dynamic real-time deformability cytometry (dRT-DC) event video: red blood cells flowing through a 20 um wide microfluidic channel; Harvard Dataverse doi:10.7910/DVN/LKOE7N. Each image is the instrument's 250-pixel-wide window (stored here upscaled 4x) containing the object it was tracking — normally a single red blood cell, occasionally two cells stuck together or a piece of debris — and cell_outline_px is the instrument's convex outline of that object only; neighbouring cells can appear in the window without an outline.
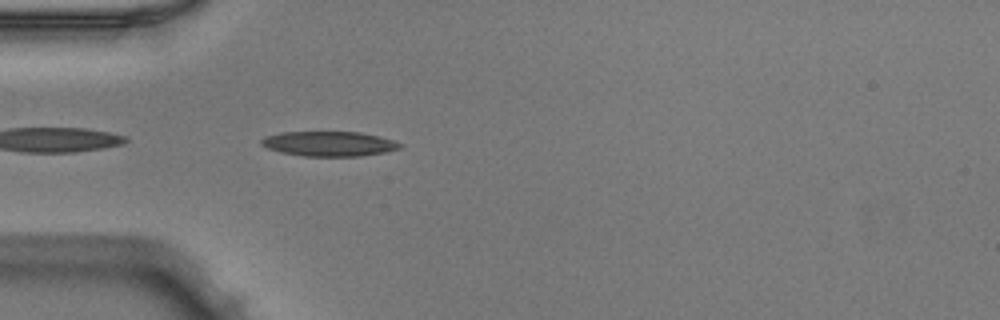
{"species": "Egyptian fruit bat (a non-hibernating species)", "species_latin": "Rousettus aegyptiacus", "temperature_condition": "warm", "stored_images_in_passage": 24, "camera_frame_rate_fps": 3000, "um_per_image_px": 0.085, "animal": {"sex": "male"}, "frame": {"image": 1, "passage_image": 2, "time_ms": 0.333, "image_size_px": [1000, 320], "cell_outline_px": [[400, 148], [384, 152], [356, 156], [304, 156], [284, 152], [268, 148], [260, 144], [260, 140], [268, 136], [284, 132], [360, 132], [392, 140], [400, 144]], "centroid_in_image_um": [27.95, 12.22], "position_along_channel_um": 57.1, "area_um2": 19.54}}
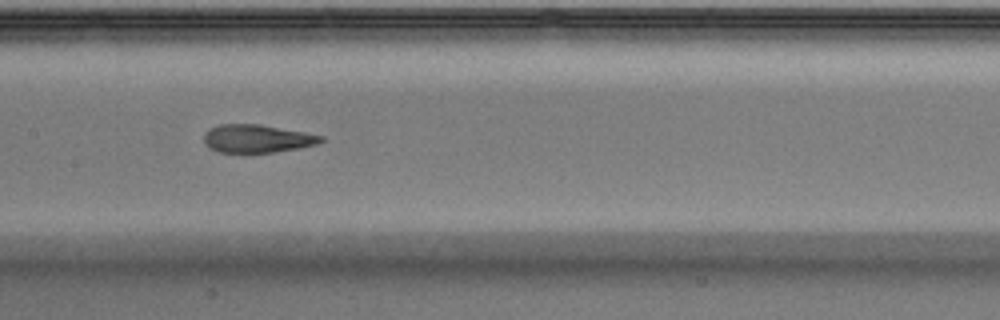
{"frame": {"image": 2, "passage_image": 12, "time_ms": 3.667, "image_size_px": [1000, 320], "cell_outline_px": [[324, 140], [316, 144], [296, 148], [272, 152], [220, 152], [212, 148], [204, 140], [204, 136], [212, 128], [220, 124], [256, 124], [324, 136]], "centroid_in_image_um": [21.86, 11.78], "position_along_channel_um": 185.5, "area_um2": 18.38}}
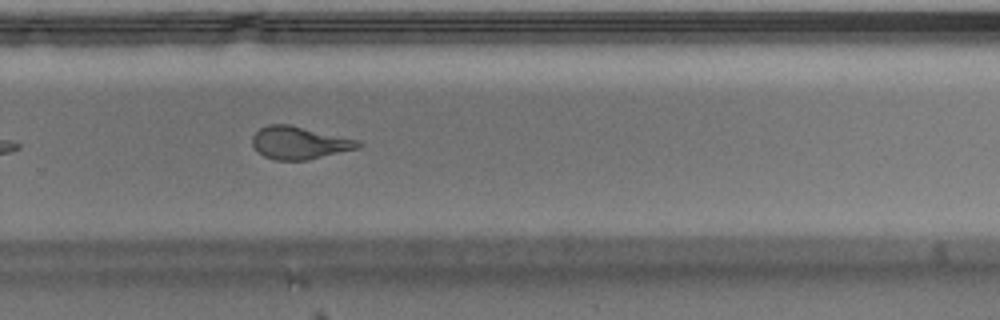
{"frame": {"image": 3, "passage_image": 21, "time_ms": 6.667, "image_size_px": [1000, 320], "cell_outline_px": [[364, 144], [356, 148], [304, 160], [276, 160], [264, 156], [252, 144], [252, 136], [260, 128], [268, 124], [288, 124], [360, 140]], "centroid_in_image_um": [25.43, 12.12], "position_along_channel_um": 304.4, "area_um2": 19.77}}